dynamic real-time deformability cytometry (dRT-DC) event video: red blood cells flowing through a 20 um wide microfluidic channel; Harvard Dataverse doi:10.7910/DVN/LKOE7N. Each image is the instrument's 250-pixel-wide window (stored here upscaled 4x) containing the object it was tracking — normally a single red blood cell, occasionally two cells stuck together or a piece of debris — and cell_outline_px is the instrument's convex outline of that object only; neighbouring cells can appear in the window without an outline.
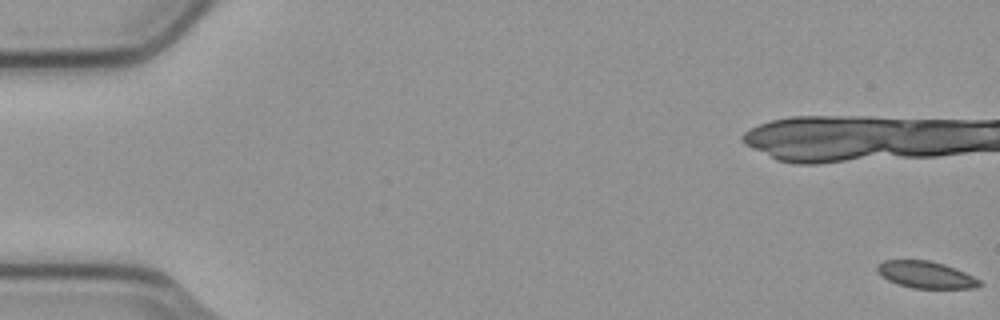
{"species": "common noctule bat (a hibernating species)", "species_latin": "Nyctalus noctula", "temperature_condition": "cold", "stored_images_in_passage": 9, "camera_frame_rate_fps": 3000, "um_per_image_px": 0.085, "animal": {"sex": "male", "body_mass_g": 23.1, "forearm_length_mm": 52.7}, "frame": {"image": 1, "passage_image": 1, "time_ms": 0.0, "image_size_px": [1000, 320], "cell_outline_px": [[984, 284], [976, 288], [912, 288], [888, 280], [876, 268], [884, 260], [928, 260], [944, 264], [956, 268], [980, 280]], "centroid_in_image_um": [78.76, 23.35], "position_along_channel_um": 6.2, "area_um2": 15.78}}
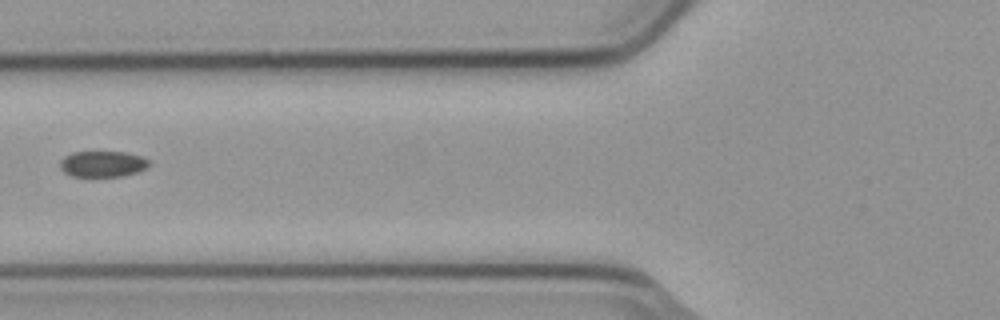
{"frame": {"image": 2, "passage_image": 8, "time_ms": 2.333, "image_size_px": [1000, 320], "cell_outline_px": [[148, 164], [144, 168], [136, 172], [120, 176], [72, 176], [64, 172], [60, 168], [60, 160], [64, 156], [72, 152], [124, 152], [140, 156], [148, 160]], "centroid_in_image_um": [8.65, 13.93], "position_along_channel_um": 117.1, "area_um2": 13.24}}
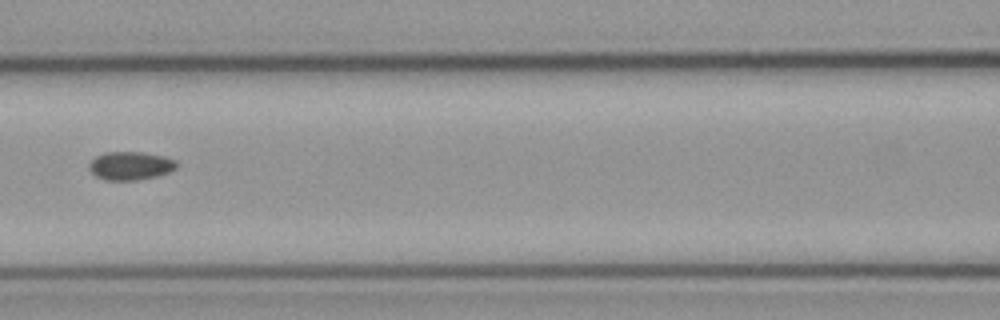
{"frame": {"image": 3, "passage_image": 9, "time_ms": 2.667, "image_size_px": [1000, 320], "cell_outline_px": [[180, 164], [176, 168], [168, 172], [156, 176], [136, 180], [104, 180], [96, 176], [88, 168], [88, 164], [96, 156], [104, 152], [144, 152], [164, 156], [176, 160]], "centroid_in_image_um": [11.1, 14.08], "position_along_channel_um": 155.5, "area_um2": 14.57}}